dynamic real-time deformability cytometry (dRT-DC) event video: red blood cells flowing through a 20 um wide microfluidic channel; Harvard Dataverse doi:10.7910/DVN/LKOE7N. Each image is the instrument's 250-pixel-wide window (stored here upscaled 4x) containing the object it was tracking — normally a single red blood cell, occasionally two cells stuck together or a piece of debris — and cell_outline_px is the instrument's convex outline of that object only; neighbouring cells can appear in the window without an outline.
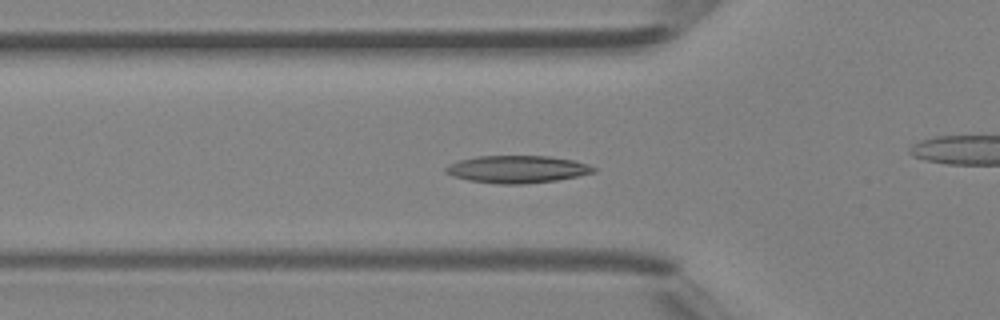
{"species": "Egyptian fruit bat (a non-hibernating species)", "species_latin": "Rousettus aegyptiacus", "temperature_condition": "room temperature", "stored_images_in_passage": 30, "camera_frame_rate_fps": 3000, "um_per_image_px": 0.085, "animal": {"sex": "female"}, "frame": {"image": 1, "passage_image": 5, "time_ms": 1.333, "image_size_px": [1000, 320], "cell_outline_px": [[596, 172], [556, 180], [524, 184], [500, 184], [468, 180], [452, 176], [444, 172], [444, 168], [448, 164], [460, 160], [476, 156], [548, 156], [572, 160], [588, 164], [596, 168]], "centroid_in_image_um": [43.92, 14.38], "position_along_channel_um": 81.9, "area_um2": 23.58}}
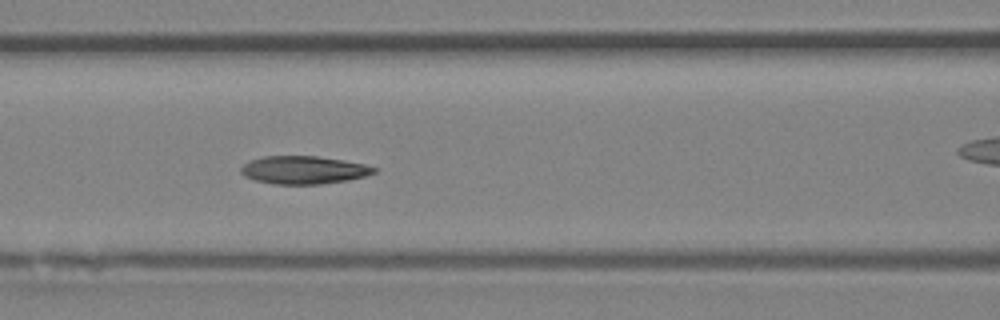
{"frame": {"image": 2, "passage_image": 9, "time_ms": 2.667, "image_size_px": [1000, 320], "cell_outline_px": [[376, 172], [364, 176], [348, 180], [320, 184], [272, 184], [256, 180], [244, 176], [240, 172], [240, 168], [244, 164], [252, 160], [264, 156], [316, 156], [344, 160], [364, 164], [376, 168]], "centroid_in_image_um": [25.8, 14.45], "position_along_channel_um": 140.8, "area_um2": 21.56}, "authors_computed_cell_mechanics": {"area_um2": 21.7617, "velocity_mm_per_s": 4.4015, "shape_relaxation_time_tau1_ms": null, "shape_relaxation_time_tau2_ms": 3.3584, "deformation_change_tau1": null, "deformation_change_tau2": 0.1033}}